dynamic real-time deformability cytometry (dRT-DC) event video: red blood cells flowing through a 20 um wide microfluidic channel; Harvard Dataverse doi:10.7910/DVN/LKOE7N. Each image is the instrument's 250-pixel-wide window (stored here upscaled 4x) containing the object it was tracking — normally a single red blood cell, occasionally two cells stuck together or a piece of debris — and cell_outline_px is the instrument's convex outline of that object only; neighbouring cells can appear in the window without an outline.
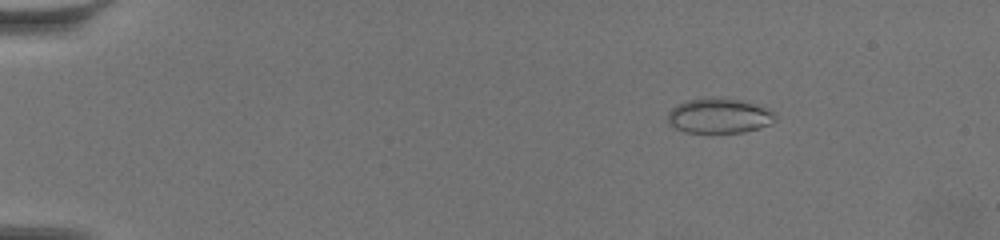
{"species": "common noctule bat (a hibernating species)", "species_latin": "Nyctalus noctula", "temperature_condition": "warm", "stored_images_in_passage": 46, "camera_frame_rate_fps": 3000, "um_per_image_px": 0.085, "animal": {"sex": "female", "body_mass_g": 19.5, "forearm_length_mm": 54.1}, "frame": {"image": 1, "passage_image": 5, "time_ms": 1.333, "image_size_px": [1000, 240], "cell_outline_px": [[776, 120], [772, 124], [760, 128], [744, 132], [684, 132], [676, 128], [668, 120], [668, 112], [672, 108], [688, 100], [712, 96], [744, 100], [756, 104], [776, 112]], "centroid_in_image_um": [61.19, 9.83], "position_along_channel_um": 23.8, "area_um2": 22.08}}
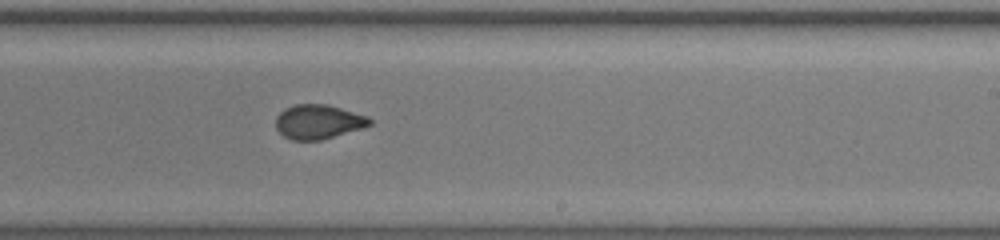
{"frame": {"image": 2, "passage_image": 24, "time_ms": 7.667, "image_size_px": [1000, 240], "cell_outline_px": [[372, 124], [364, 128], [320, 140], [292, 140], [284, 136], [276, 128], [276, 116], [284, 108], [296, 104], [328, 104], [368, 116], [372, 120]], "centroid_in_image_um": [27.07, 10.34], "position_along_channel_um": 261.9, "area_um2": 18.9}}
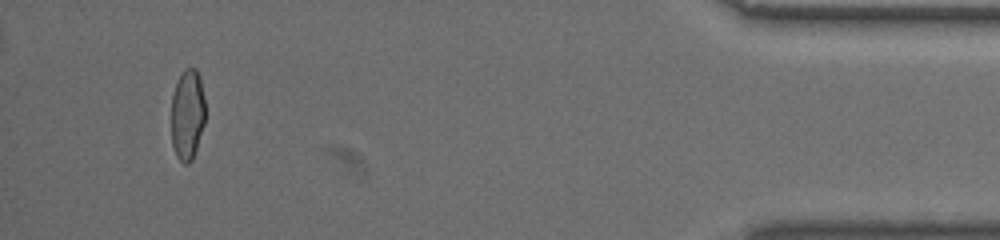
{"frame": {"image": 3, "passage_image": 43, "time_ms": 14.0, "image_size_px": [1000, 240], "cell_outline_px": [[204, 124], [192, 160], [188, 164], [184, 164], [176, 156], [172, 144], [172, 96], [176, 80], [184, 68], [196, 68], [200, 76], [204, 96]], "centroid_in_image_um": [15.93, 9.7], "position_along_channel_um": 419.3, "area_um2": 18.03}, "authors_computed_cell_mechanics": {"area_um2": 18.9873, "velocity_mm_per_s": 3.4694, "shape_relaxation_time_tau1_ms": 4.7978, "shape_relaxation_time_tau2_ms": null, "deformation_change_tau1": 0.1608, "deformation_change_tau2": null}}